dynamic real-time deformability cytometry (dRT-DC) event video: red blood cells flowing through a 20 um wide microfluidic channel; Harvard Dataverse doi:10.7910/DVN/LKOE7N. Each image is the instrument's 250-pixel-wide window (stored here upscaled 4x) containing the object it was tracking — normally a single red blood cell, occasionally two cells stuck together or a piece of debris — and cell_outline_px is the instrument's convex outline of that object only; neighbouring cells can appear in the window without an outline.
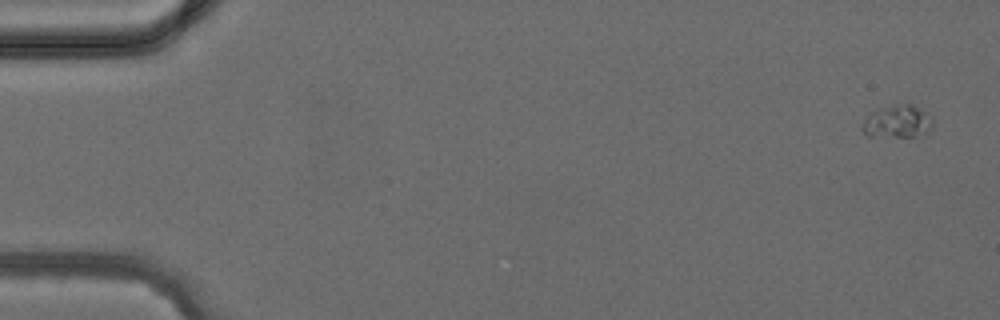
{"species": "common noctule bat (a hibernating species)", "species_latin": "Nyctalus noctula", "temperature_condition": "cold", "stored_images_in_passage": 5, "camera_frame_rate_fps": 3000, "um_per_image_px": 0.085, "animal": {"sex": "female", "body_mass_g": 24.6, "forearm_length_mm": 56.2}, "frame": {"image": 1, "passage_image": 1, "time_ms": 0.0, "image_size_px": [1000, 320], "cell_outline_px": [[932, 128], [928, 132], [916, 136], [868, 136], [860, 128], [864, 120], [872, 112], [880, 108], [900, 104], [912, 104], [920, 108], [932, 116]], "centroid_in_image_um": [76.3, 10.33], "position_along_channel_um": 8.7, "area_um2": 13.35}}